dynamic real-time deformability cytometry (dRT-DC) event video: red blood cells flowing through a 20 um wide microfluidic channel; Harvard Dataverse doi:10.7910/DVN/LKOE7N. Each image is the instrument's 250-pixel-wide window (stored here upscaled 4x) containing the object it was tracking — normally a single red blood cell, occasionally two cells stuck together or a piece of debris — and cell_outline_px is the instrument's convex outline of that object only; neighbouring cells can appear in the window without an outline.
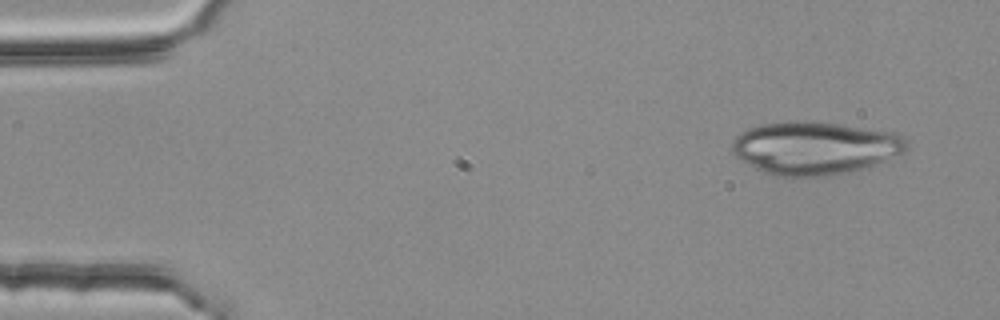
{"species": "common noctule bat (a hibernating species)", "species_latin": "Nyctalus noctula", "temperature_condition": "room temperature", "stored_images_in_passage": 4, "camera_frame_rate_fps": 3000, "um_per_image_px": 0.085, "animal": {"sex": "female", "body_mass_g": 25.1}, "frame": {"image": 1, "passage_image": 1, "time_ms": 0.0, "image_size_px": [1000, 320], "cell_outline_px": [[908, 148], [904, 152], [884, 160], [848, 172], [824, 176], [772, 176], [756, 168], [736, 156], [732, 152], [732, 140], [736, 136], [748, 128], [760, 124], [788, 120], [812, 120], [892, 132], [908, 140]], "centroid_in_image_um": [69.21, 12.55], "position_along_channel_um": 15.8, "area_um2": 53.7}}